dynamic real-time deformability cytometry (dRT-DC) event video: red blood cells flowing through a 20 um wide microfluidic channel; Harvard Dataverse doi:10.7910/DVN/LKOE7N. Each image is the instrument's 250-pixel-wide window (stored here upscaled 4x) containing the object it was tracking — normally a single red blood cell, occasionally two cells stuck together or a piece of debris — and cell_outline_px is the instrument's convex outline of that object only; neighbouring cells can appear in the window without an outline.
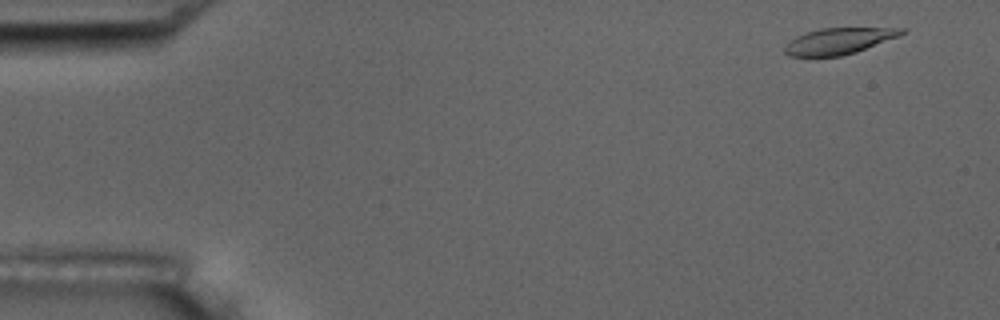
{"species": "common noctule bat (a hibernating species)", "species_latin": "Nyctalus noctula", "temperature_condition": "room temperature", "stored_images_in_passage": 7, "camera_frame_rate_fps": 3000, "um_per_image_px": 0.085, "animal": {"sex": "male", "body_mass_g": 17.5, "forearm_length_mm": 52.3}, "frame": {"image": 1, "passage_image": 1, "time_ms": 0.0, "image_size_px": [1000, 320], "cell_outline_px": [[908, 28], [904, 32], [896, 36], [856, 52], [840, 56], [788, 56], [784, 52], [784, 48], [796, 36], [804, 32], [820, 28]], "centroid_in_image_um": [71.24, 3.48], "position_along_channel_um": 13.8, "area_um2": 17.51}}
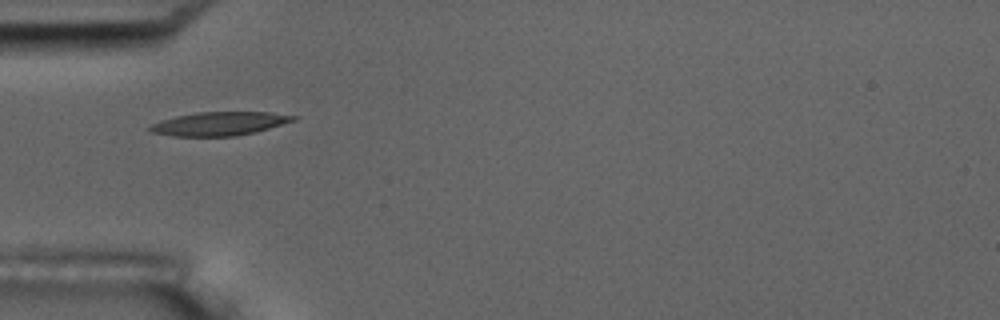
{"frame": {"image": 2, "passage_image": 5, "time_ms": 4.667, "image_size_px": [1000, 320], "cell_outline_px": [[300, 116], [296, 120], [256, 132], [236, 136], [172, 136], [148, 132], [148, 124], [160, 120], [176, 116], [196, 112], [268, 112]], "centroid_in_image_um": [18.61, 10.51], "position_along_channel_um": 66.4, "area_um2": 20.0}}